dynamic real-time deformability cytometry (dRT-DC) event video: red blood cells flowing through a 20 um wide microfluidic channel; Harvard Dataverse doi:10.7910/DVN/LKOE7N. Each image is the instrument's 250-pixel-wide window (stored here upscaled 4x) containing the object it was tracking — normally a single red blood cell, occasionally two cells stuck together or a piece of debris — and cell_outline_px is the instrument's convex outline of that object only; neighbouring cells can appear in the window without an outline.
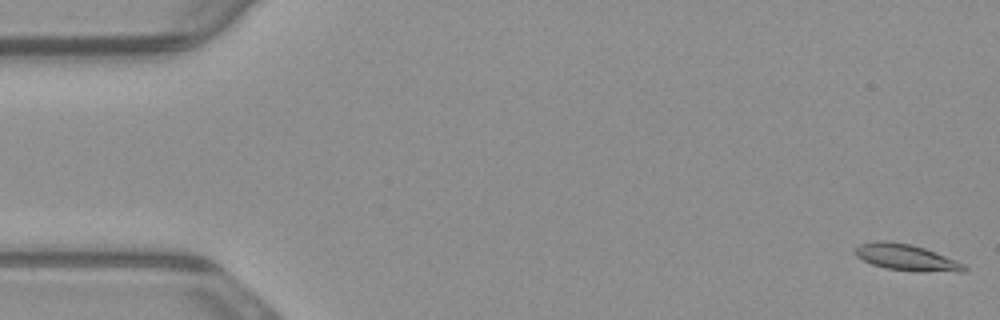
{"species": "common noctule bat (a hibernating species)", "species_latin": "Nyctalus noctula", "temperature_condition": "warm", "stored_images_in_passage": 54, "camera_frame_rate_fps": 3000, "um_per_image_px": 0.085, "animal": {"sex": "male", "body_mass_g": 23.1, "forearm_length_mm": 52.7}, "frame": {"image": 1, "passage_image": 1, "time_ms": 0.0, "image_size_px": [1000, 320], "cell_outline_px": [[968, 268], [960, 272], [888, 268], [872, 264], [856, 256], [856, 248], [860, 244], [908, 244], [924, 248], [964, 264]], "centroid_in_image_um": [77.1, 21.91], "position_along_channel_um": 7.9, "area_um2": 15.03}}
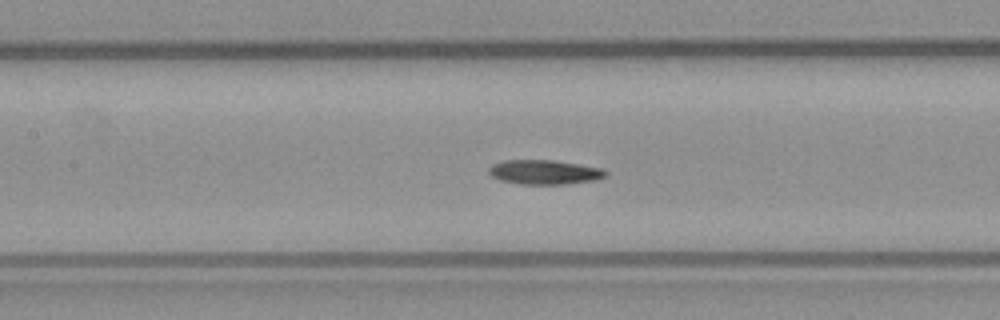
{"frame": {"image": 2, "passage_image": 24, "time_ms": 7.667, "image_size_px": [1000, 320], "cell_outline_px": [[608, 176], [596, 180], [564, 184], [520, 184], [500, 180], [492, 176], [488, 172], [488, 168], [492, 164], [504, 160], [552, 160], [600, 168], [608, 172]], "centroid_in_image_um": [46.26, 14.63], "position_along_channel_um": 161.1, "area_um2": 16.59}}
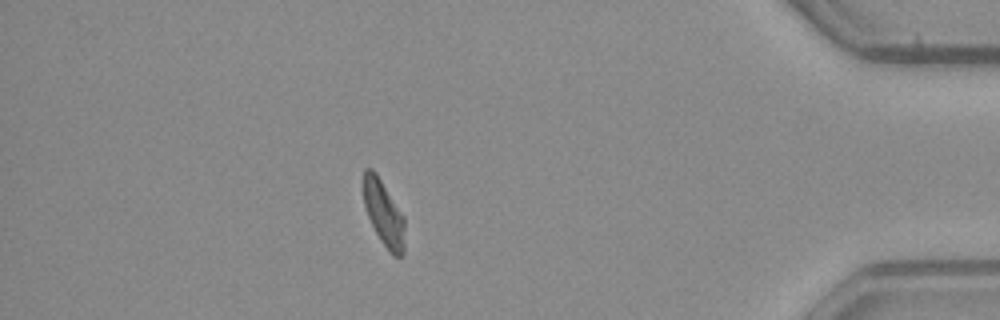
{"frame": {"image": 3, "passage_image": 47, "time_ms": 15.333, "image_size_px": [1000, 320], "cell_outline_px": [[404, 256], [392, 256], [380, 240], [368, 216], [364, 204], [364, 168], [372, 168], [376, 172], [404, 216]], "centroid_in_image_um": [32.63, 18.15], "position_along_channel_um": 402.6, "area_um2": 15.66}, "authors_computed_cell_mechanics": {"area_um2": 16.2129, "velocity_mm_per_s": 3.8134, "shape_relaxation_time_tau1_ms": 4.4403, "shape_relaxation_time_tau2_ms": 3.9217, "deformation_change_tau1": 0.1768, "deformation_change_tau2": 0.0965}}